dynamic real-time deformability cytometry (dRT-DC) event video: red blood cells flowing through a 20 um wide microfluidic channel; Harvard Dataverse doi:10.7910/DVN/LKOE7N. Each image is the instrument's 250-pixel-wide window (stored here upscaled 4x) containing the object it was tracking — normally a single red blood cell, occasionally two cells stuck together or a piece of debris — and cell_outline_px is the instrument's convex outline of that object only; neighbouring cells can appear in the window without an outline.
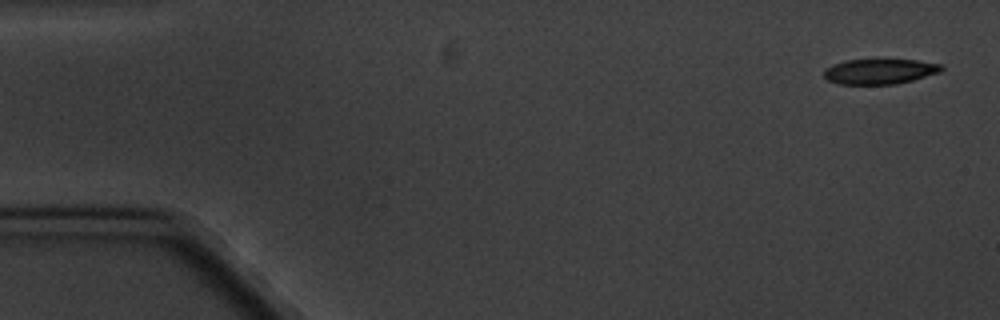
{"species": "common noctule bat (a hibernating species)", "species_latin": "Nyctalus noctula", "temperature_condition": "cold", "stored_images_in_passage": 6, "camera_frame_rate_fps": 3000, "um_per_image_px": 0.085, "animal": {"sex": "male", "body_mass_g": 20.1, "forearm_length_mm": 53.5}, "frame": {"image": 1, "passage_image": 1, "time_ms": 0.0, "image_size_px": [1000, 320], "cell_outline_px": [[944, 68], [940, 72], [912, 80], [896, 84], [840, 84], [828, 80], [824, 76], [824, 68], [832, 64], [844, 60], [916, 60], [944, 64]], "centroid_in_image_um": [74.78, 6.07], "position_along_channel_um": 10.2, "area_um2": 17.28}}
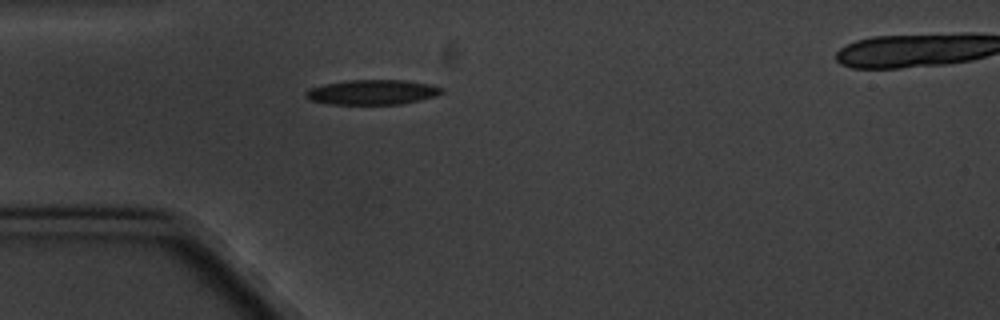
{"frame": {"image": 2, "passage_image": 5, "time_ms": 4.667, "image_size_px": [1000, 320], "cell_outline_px": [[444, 92], [436, 96], [420, 100], [400, 104], [328, 104], [312, 100], [304, 96], [304, 92], [308, 88], [324, 84], [348, 80], [404, 80], [428, 84], [444, 88]], "centroid_in_image_um": [31.63, 7.83], "position_along_channel_um": 53.4, "area_um2": 19.77}}